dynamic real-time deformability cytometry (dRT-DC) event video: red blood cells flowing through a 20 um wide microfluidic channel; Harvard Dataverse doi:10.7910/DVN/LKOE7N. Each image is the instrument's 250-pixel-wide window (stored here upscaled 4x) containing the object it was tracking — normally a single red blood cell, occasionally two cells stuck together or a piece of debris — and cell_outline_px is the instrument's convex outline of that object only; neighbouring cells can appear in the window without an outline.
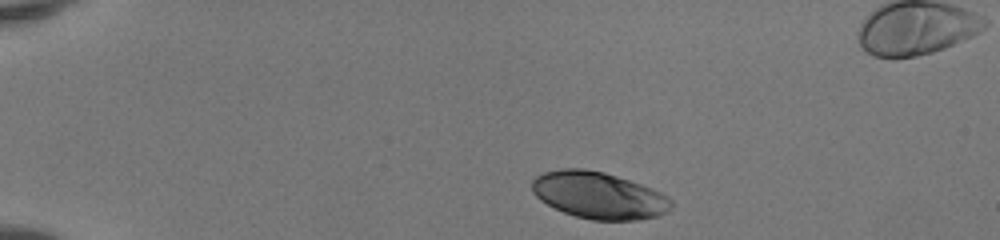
{"species": "human", "species_latin": "Homo sapiens", "temperature_condition": "room temperature", "stored_images_in_passage": 43, "segment_of_instrument_passage": [1, 2], "camera_frame_rate_fps": 3000, "um_per_image_px": 0.085, "donor": {"sex": "female"}, "frame": {"image": 1, "passage_image": 2, "time_ms": 0.333, "image_size_px": [1000, 240], "cell_outline_px": [[672, 208], [656, 216], [640, 220], [592, 220], [576, 216], [564, 212], [540, 200], [532, 192], [532, 180], [536, 176], [544, 172], [560, 168], [584, 168], [604, 172], [652, 188], [668, 196], [672, 200]], "centroid_in_image_um": [50.88, 16.59], "position_along_channel_um": 34.1, "area_um2": 37.92}}
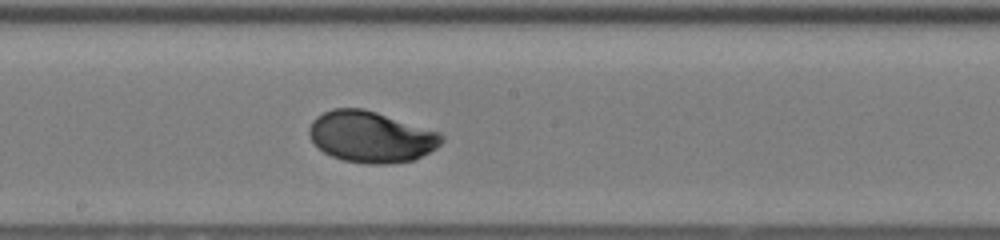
{"frame": {"image": 2, "passage_image": 21, "time_ms": 6.667, "image_size_px": [1000, 240], "cell_outline_px": [[444, 140], [436, 148], [412, 160], [388, 164], [372, 164], [344, 160], [332, 156], [324, 152], [308, 136], [308, 128], [312, 120], [316, 116], [332, 108], [364, 108], [440, 132], [444, 136]], "centroid_in_image_um": [31.52, 11.61], "position_along_channel_um": 216.7, "area_um2": 39.42}}
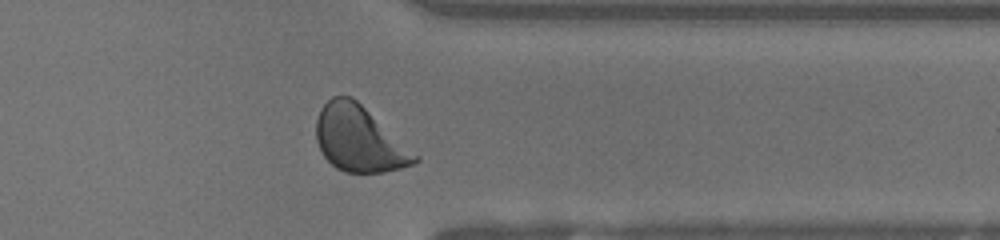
{"frame": {"image": 3, "passage_image": 33, "time_ms": 10.667, "image_size_px": [1000, 240], "cell_outline_px": [[420, 160], [416, 164], [400, 168], [380, 172], [344, 172], [336, 168], [324, 156], [316, 140], [316, 120], [320, 108], [332, 96], [352, 96], [420, 156]], "centroid_in_image_um": [30.54, 11.81], "position_along_channel_um": 380.9, "area_um2": 37.69}}